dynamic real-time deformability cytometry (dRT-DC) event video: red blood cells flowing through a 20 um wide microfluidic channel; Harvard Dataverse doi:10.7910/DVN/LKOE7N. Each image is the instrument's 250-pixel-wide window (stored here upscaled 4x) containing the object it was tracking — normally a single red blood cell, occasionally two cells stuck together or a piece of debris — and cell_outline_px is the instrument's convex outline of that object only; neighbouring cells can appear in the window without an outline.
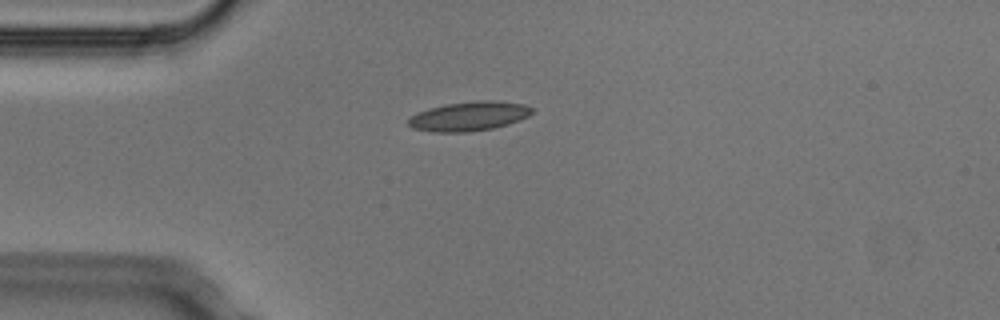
{"species": "Egyptian fruit bat (a non-hibernating species)", "species_latin": "Rousettus aegyptiacus", "temperature_condition": "cold", "stored_images_in_passage": 1, "camera_frame_rate_fps": 3000, "um_per_image_px": 0.085, "animal": {"sex": "male"}, "frame": {"image": 1, "passage_image": 1, "time_ms": 0.0, "image_size_px": [1000, 320], "cell_outline_px": [[532, 112], [528, 116], [508, 124], [492, 128], [468, 132], [432, 132], [412, 128], [408, 124], [408, 120], [416, 112], [428, 108], [448, 104], [476, 100], [496, 100], [524, 104], [532, 108]], "centroid_in_image_um": [39.85, 9.87], "position_along_channel_um": 45.2, "area_um2": 21.1}}